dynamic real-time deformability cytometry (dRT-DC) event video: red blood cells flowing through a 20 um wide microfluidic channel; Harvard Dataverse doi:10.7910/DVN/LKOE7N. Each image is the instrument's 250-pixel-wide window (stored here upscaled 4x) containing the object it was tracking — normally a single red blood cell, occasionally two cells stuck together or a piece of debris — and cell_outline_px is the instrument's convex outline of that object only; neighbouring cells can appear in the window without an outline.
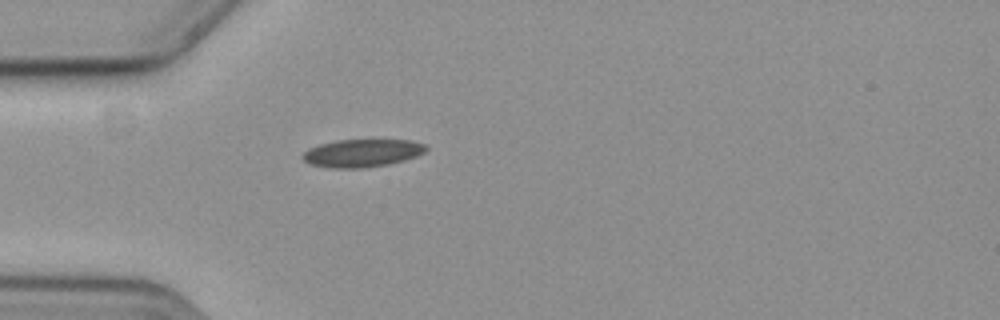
{"species": "common noctule bat (a hibernating species)", "species_latin": "Nyctalus noctula", "temperature_condition": "cold", "stored_images_in_passage": 42, "camera_frame_rate_fps": 3000, "um_per_image_px": 0.085, "animal": {"sex": "female", "body_mass_g": 19.3, "forearm_length_mm": 54.1}, "frame": {"image": 1, "passage_image": 1, "time_ms": 0.0, "image_size_px": [1000, 320], "cell_outline_px": [[428, 148], [424, 152], [416, 156], [404, 160], [388, 164], [364, 168], [332, 168], [308, 164], [300, 156], [308, 148], [320, 144], [336, 140], [412, 140], [428, 144]], "centroid_in_image_um": [30.78, 13.01], "position_along_channel_um": 54.2, "area_um2": 20.17}}
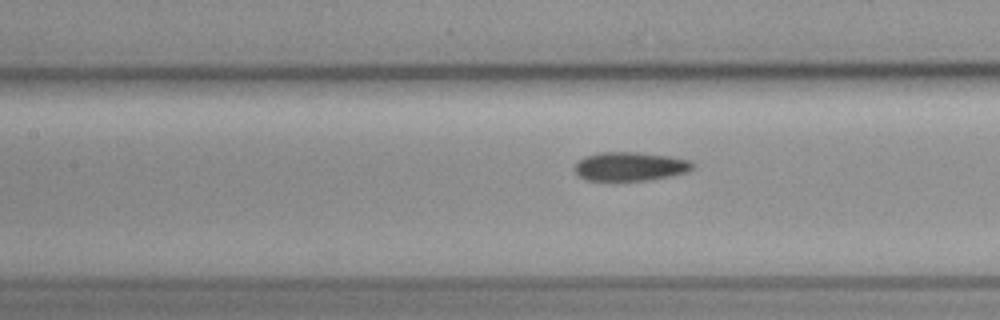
{"frame": {"image": 2, "passage_image": 10, "time_ms": 3.0, "image_size_px": [1000, 320], "cell_outline_px": [[696, 164], [688, 172], [672, 176], [648, 180], [584, 180], [572, 168], [584, 156], [600, 152], [640, 152], [668, 156], [688, 160]], "centroid_in_image_um": [53.56, 14.14], "position_along_channel_um": 153.8, "area_um2": 19.88}}
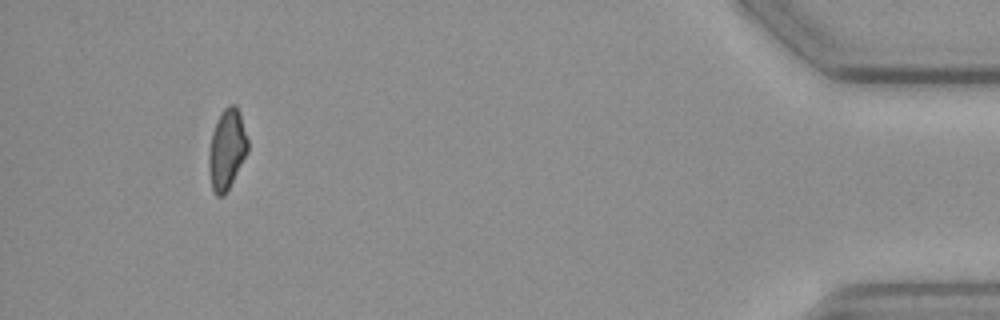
{"frame": {"image": 3, "passage_image": 38, "time_ms": 12.333, "image_size_px": [1000, 320], "cell_outline_px": [[248, 152], [224, 196], [216, 196], [212, 192], [208, 168], [208, 156], [212, 132], [224, 108], [228, 104], [236, 104], [240, 112], [248, 140]], "centroid_in_image_um": [19.28, 12.71], "position_along_channel_um": 415.9, "area_um2": 18.26}}